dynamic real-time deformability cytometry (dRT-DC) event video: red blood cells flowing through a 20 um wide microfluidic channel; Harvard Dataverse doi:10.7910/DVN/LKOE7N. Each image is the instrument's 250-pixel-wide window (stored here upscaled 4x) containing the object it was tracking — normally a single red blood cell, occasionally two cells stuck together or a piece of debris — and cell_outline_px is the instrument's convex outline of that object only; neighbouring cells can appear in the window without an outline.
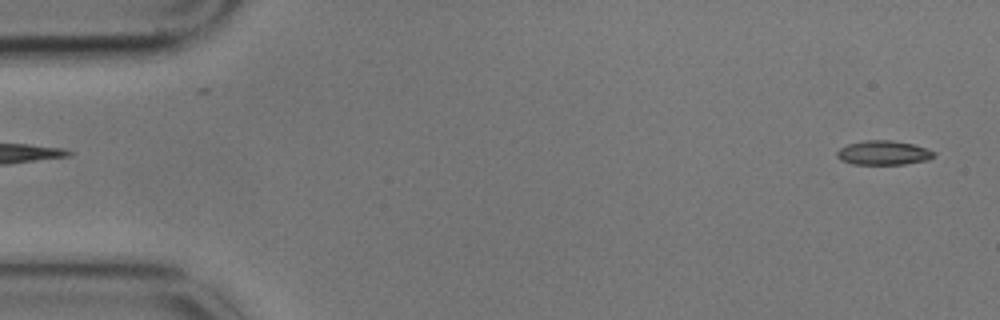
{"species": "common noctule bat (a hibernating species)", "species_latin": "Nyctalus noctula", "temperature_condition": "cold", "stored_images_in_passage": 2, "segment_of_instrument_passage": [2, 2], "camera_frame_rate_fps": 3000, "um_per_image_px": 0.085, "animal": {"sex": "male", "body_mass_g": 17.9}, "frame": {"image": 1, "passage_image": 2, "time_ms": 0.333, "image_size_px": [1000, 320], "cell_outline_px": [[936, 156], [928, 160], [904, 164], [852, 164], [840, 160], [836, 156], [836, 152], [840, 148], [848, 144], [864, 140], [892, 140], [912, 144], [936, 152]], "centroid_in_image_um": [75.08, 12.99], "position_along_channel_um": 9.9, "area_um2": 13.76}}